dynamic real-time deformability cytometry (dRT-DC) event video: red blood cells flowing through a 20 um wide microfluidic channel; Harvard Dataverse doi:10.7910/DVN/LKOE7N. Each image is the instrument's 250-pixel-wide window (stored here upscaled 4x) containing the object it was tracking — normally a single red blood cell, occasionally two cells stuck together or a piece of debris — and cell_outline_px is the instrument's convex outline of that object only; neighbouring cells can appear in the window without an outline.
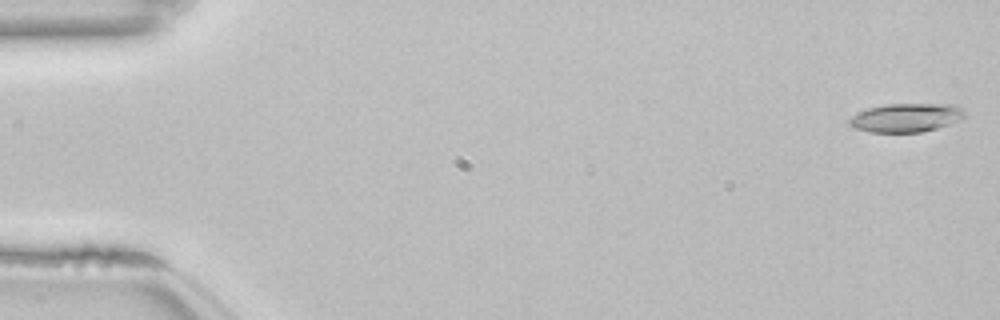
{"species": "common noctule bat (a hibernating species)", "species_latin": "Nyctalus noctula", "temperature_condition": "room temperature", "stored_images_in_passage": 53, "camera_frame_rate_fps": 3000, "um_per_image_px": 0.085, "animal": {"sex": "female", "body_mass_g": 22.7, "forearm_length_mm": 54.2}, "frame": {"image": 1, "passage_image": 1, "time_ms": 0.0, "image_size_px": [1000, 320], "cell_outline_px": [[964, 116], [960, 120], [936, 128], [920, 132], [868, 132], [852, 128], [848, 124], [848, 120], [852, 116], [868, 108], [884, 104], [952, 104], [960, 108], [964, 112]], "centroid_in_image_um": [76.97, 10.0], "position_along_channel_um": 8.0, "area_um2": 19.19}}
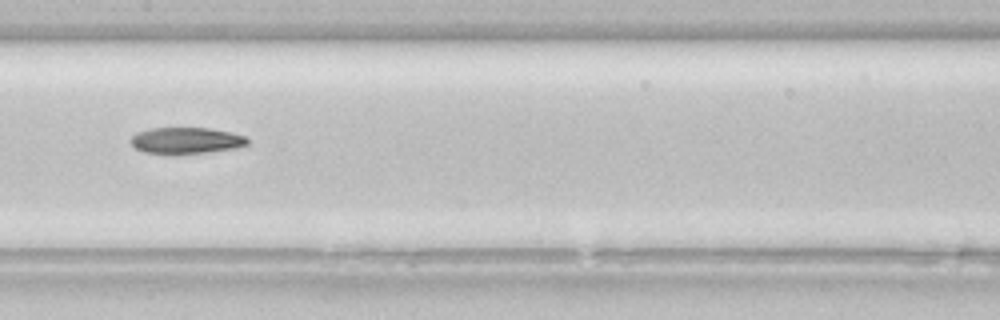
{"frame": {"image": 2, "passage_image": 27, "time_ms": 8.667, "image_size_px": [1000, 320], "cell_outline_px": [[248, 144], [236, 148], [204, 152], [144, 152], [136, 148], [128, 140], [136, 132], [148, 128], [208, 128], [232, 132], [244, 136], [248, 140]], "centroid_in_image_um": [15.81, 11.91], "position_along_channel_um": 191.6, "area_um2": 17.46}}
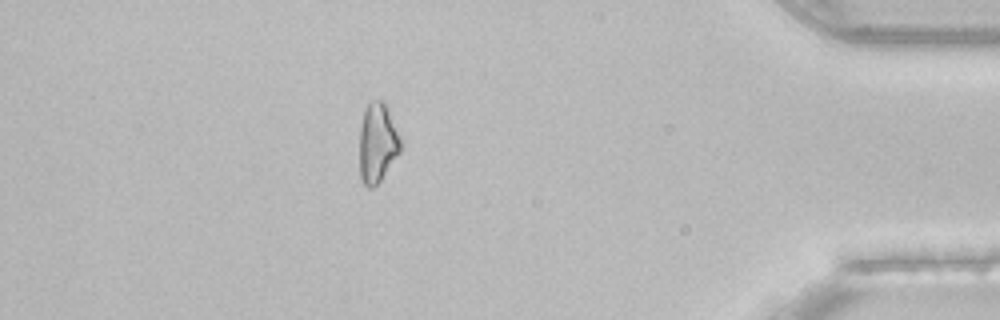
{"frame": {"image": 3, "passage_image": 47, "time_ms": 15.333, "image_size_px": [1000, 320], "cell_outline_px": [[400, 152], [380, 180], [372, 188], [368, 188], [364, 184], [360, 176], [360, 128], [364, 108], [372, 100], [384, 100], [400, 140]], "centroid_in_image_um": [32.05, 12.13], "position_along_channel_um": 403.1, "area_um2": 18.67}}